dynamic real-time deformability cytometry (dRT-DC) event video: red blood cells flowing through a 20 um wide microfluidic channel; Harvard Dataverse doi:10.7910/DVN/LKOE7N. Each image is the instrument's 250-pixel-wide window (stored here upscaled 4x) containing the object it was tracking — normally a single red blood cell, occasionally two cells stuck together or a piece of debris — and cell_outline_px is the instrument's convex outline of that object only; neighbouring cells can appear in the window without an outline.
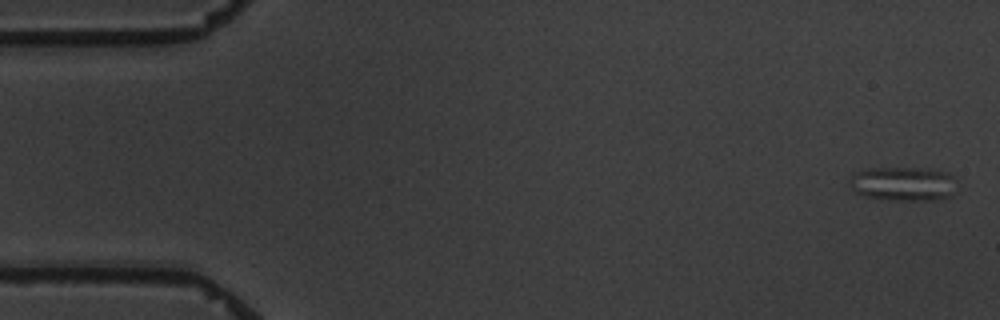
{"species": "common noctule bat (a hibernating species)", "species_latin": "Nyctalus noctula", "temperature_condition": "warm", "stored_images_in_passage": 10, "camera_frame_rate_fps": 3000, "um_per_image_px": 0.085, "animal": {"sex": "male", "body_mass_g": 19.5, "forearm_length_mm": 54.6}, "frame": {"image": 1, "passage_image": 1, "time_ms": 0.0, "image_size_px": [1000, 320], "cell_outline_px": [[956, 192], [952, 196], [940, 200], [888, 200], [864, 196], [856, 192], [848, 184], [848, 180], [856, 172], [868, 168], [928, 168], [948, 172], [956, 180]], "centroid_in_image_um": [76.82, 15.63], "position_along_channel_um": 8.2, "area_um2": 21.85}}
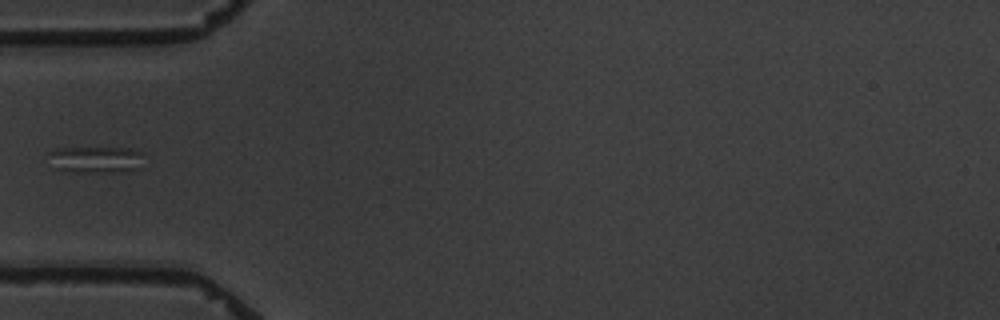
{"frame": {"image": 2, "passage_image": 5, "time_ms": 6.0, "image_size_px": [1000, 320], "cell_outline_px": [[144, 152], [140, 168], [124, 172], [64, 172], [56, 168], [44, 152], [56, 148], [132, 148]], "centroid_in_image_um": [8.13, 13.56], "position_along_channel_um": 76.9, "area_um2": 15.26}}
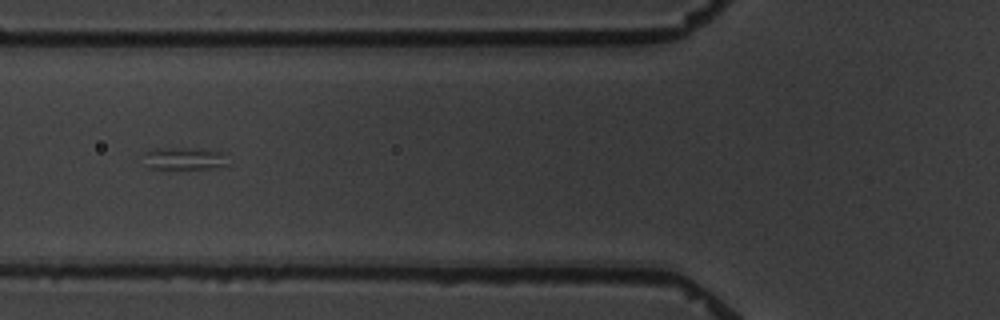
{"frame": {"image": 3, "passage_image": 6, "time_ms": 7.0, "image_size_px": [1000, 320], "cell_outline_px": [[232, 164], [216, 168], [148, 168], [144, 152], [168, 148], [196, 148], [220, 152]], "centroid_in_image_um": [15.75, 13.48], "position_along_channel_um": 110.0, "area_um2": 10.69}}